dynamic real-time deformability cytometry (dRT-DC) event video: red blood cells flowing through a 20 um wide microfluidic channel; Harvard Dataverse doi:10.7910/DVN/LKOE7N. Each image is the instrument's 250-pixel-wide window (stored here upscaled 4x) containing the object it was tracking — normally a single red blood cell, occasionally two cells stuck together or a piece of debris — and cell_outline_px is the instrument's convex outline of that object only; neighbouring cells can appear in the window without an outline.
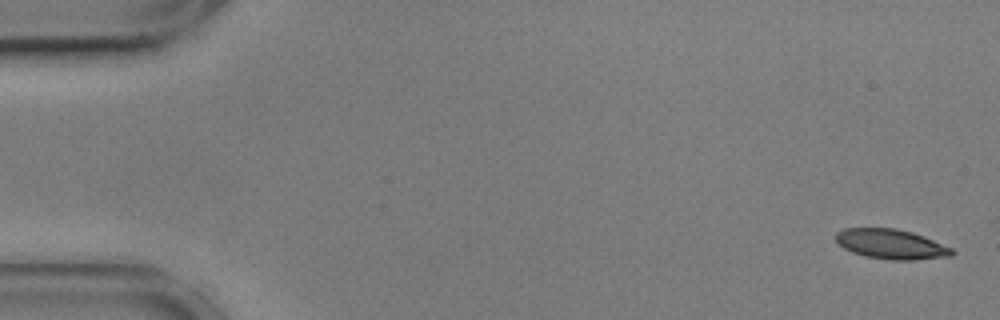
{"species": "common noctule bat (a hibernating species)", "species_latin": "Nyctalus noctula", "temperature_condition": "cold", "stored_images_in_passage": 55, "camera_frame_rate_fps": 3000, "um_per_image_px": 0.085, "animal": {"sex": "male", "body_mass_g": 17.9, "forearm_length_mm": 54.2}, "frame": {"image": 1, "passage_image": 1, "time_ms": 0.0, "image_size_px": [1000, 320], "cell_outline_px": [[956, 252], [952, 256], [916, 260], [892, 260], [864, 256], [852, 252], [844, 248], [836, 240], [836, 232], [844, 228], [896, 228], [912, 232], [924, 236], [952, 248]], "centroid_in_image_um": [75.77, 20.75], "position_along_channel_um": 9.2, "area_um2": 20.29}}
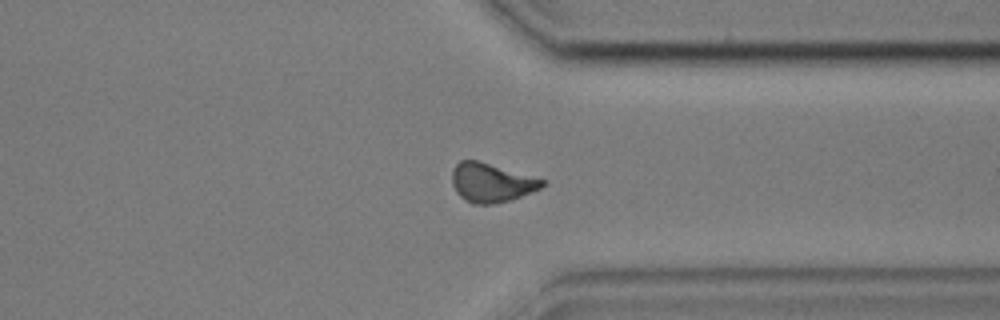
{"frame": {"image": 2, "passage_image": 42, "time_ms": 13.667, "image_size_px": [1000, 320], "cell_outline_px": [[548, 184], [540, 188], [520, 196], [508, 200], [492, 204], [472, 204], [464, 200], [456, 192], [452, 184], [452, 168], [460, 160], [476, 160], [548, 180]], "centroid_in_image_um": [41.76, 15.52], "position_along_channel_um": 369.6, "area_um2": 20.52}}
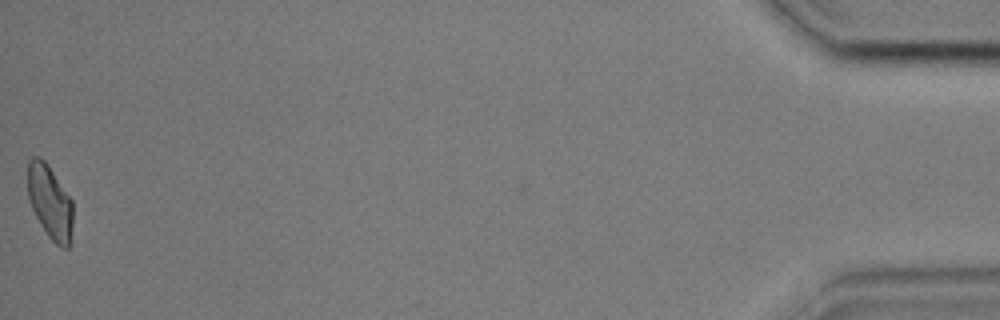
{"frame": {"image": 3, "passage_image": 55, "time_ms": 18.0, "image_size_px": [1000, 320], "cell_outline_px": [[72, 244], [68, 248], [60, 248], [48, 236], [40, 224], [28, 200], [28, 160], [32, 156], [40, 156], [48, 164], [72, 200]], "centroid_in_image_um": [4.26, 17.19], "position_along_channel_um": 430.9, "area_um2": 19.71}, "authors_computed_cell_mechanics": {"area_um2": 20.5768, "velocity_mm_per_s": 3.5941, "shape_relaxation_time_tau1_ms": 7.5477, "shape_relaxation_time_tau2_ms": null, "deformation_change_tau1": 0.1383, "deformation_change_tau2": null}}